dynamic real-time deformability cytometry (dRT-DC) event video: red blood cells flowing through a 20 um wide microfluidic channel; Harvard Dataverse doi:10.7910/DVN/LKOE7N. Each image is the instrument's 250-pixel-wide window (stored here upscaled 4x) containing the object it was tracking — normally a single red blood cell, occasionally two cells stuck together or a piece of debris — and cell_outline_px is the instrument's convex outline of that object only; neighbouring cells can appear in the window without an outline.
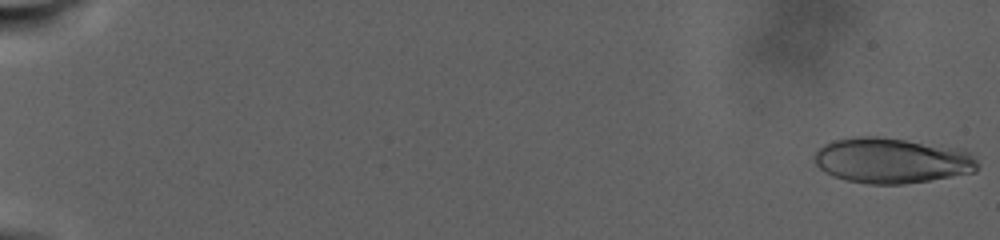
{"species": "human", "species_latin": "Homo sapiens", "temperature_condition": "warm", "stored_images_in_passage": 64, "camera_frame_rate_fps": 3000, "um_per_image_px": 0.085, "donor": {"sex": "male"}, "frame": {"image": 1, "passage_image": 1, "time_ms": 0.0, "image_size_px": [1000, 240], "cell_outline_px": [[980, 164], [976, 172], [904, 184], [868, 184], [848, 180], [832, 176], [824, 172], [812, 160], [812, 156], [824, 144], [832, 140], [852, 136], [884, 136], [964, 148], [972, 152]], "centroid_in_image_um": [75.84, 13.62], "position_along_channel_um": 9.2, "area_um2": 44.16}}
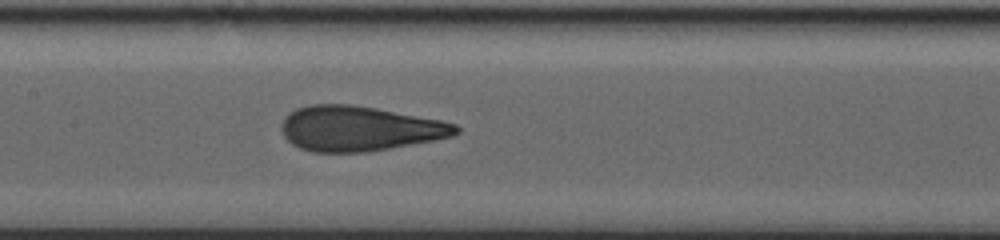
{"frame": {"image": 2, "passage_image": 39, "time_ms": 17.667, "image_size_px": [1000, 240], "cell_outline_px": [[460, 132], [452, 136], [436, 140], [368, 152], [312, 152], [300, 148], [292, 144], [284, 136], [280, 128], [280, 124], [284, 116], [296, 108], [312, 104], [352, 104], [376, 108], [440, 120], [456, 124], [460, 128]], "centroid_in_image_um": [30.52, 10.93], "position_along_channel_um": 176.9, "area_um2": 45.95}}
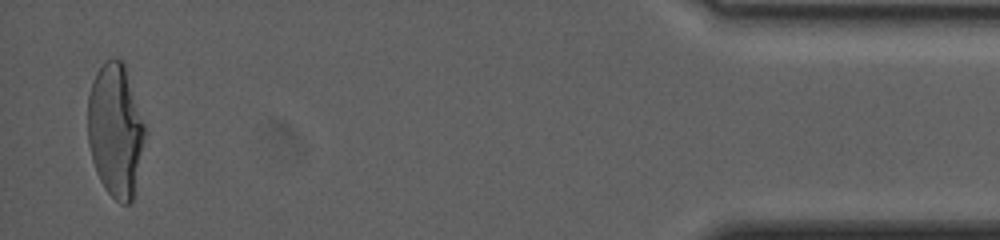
{"frame": {"image": 3, "passage_image": 64, "time_ms": 32.333, "image_size_px": [1000, 240], "cell_outline_px": [[144, 136], [132, 200], [128, 204], [120, 204], [104, 188], [96, 172], [92, 160], [88, 144], [88, 96], [92, 80], [96, 72], [104, 60], [112, 56], [116, 56], [124, 64], [144, 124]], "centroid_in_image_um": [9.76, 11.03], "position_along_channel_um": 425.4, "area_um2": 43.87}}